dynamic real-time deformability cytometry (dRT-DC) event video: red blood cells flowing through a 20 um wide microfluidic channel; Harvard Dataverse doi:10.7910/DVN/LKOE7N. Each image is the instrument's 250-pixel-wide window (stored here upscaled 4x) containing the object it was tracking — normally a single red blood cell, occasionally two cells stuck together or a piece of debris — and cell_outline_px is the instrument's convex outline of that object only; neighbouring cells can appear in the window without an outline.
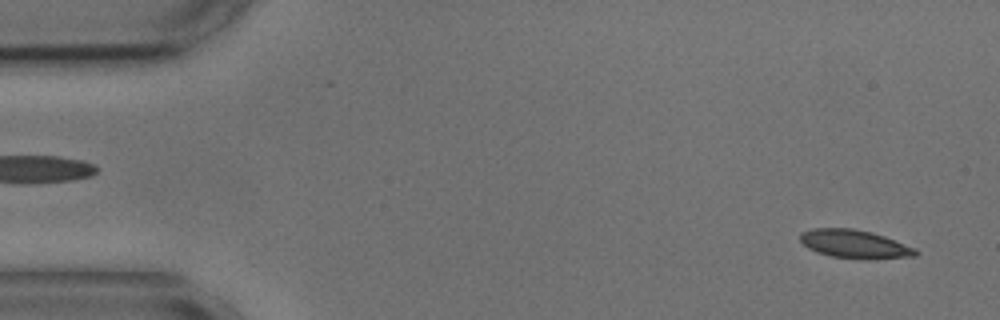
{"species": "common noctule bat (a hibernating species)", "species_latin": "Nyctalus noctula", "temperature_condition": "cold", "stored_images_in_passage": 55, "camera_frame_rate_fps": 3000, "um_per_image_px": 0.085, "animal": {"sex": "male", "body_mass_g": 17.9, "forearm_length_mm": 54.2}, "frame": {"image": 1, "passage_image": 2, "time_ms": 0.333, "image_size_px": [1000, 320], "cell_outline_px": [[920, 252], [916, 256], [876, 260], [864, 260], [832, 256], [808, 248], [800, 240], [800, 232], [812, 228], [852, 228], [872, 232], [884, 236], [916, 248]], "centroid_in_image_um": [72.7, 20.76], "position_along_channel_um": 12.3, "area_um2": 19.36}}
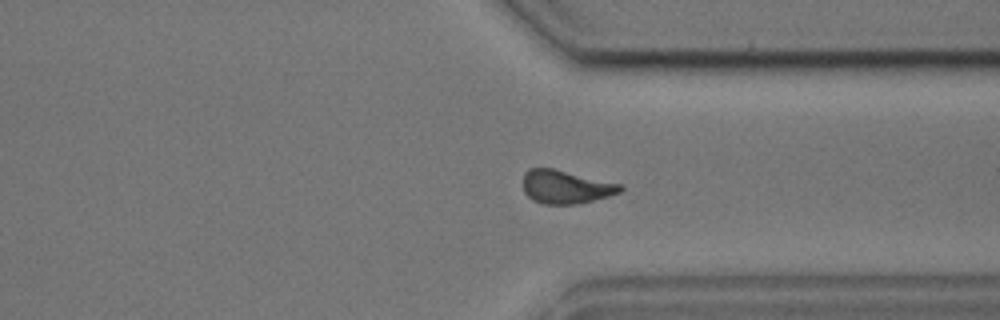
{"frame": {"image": 2, "passage_image": 40, "time_ms": 13.0, "image_size_px": [1000, 320], "cell_outline_px": [[624, 188], [620, 192], [608, 196], [576, 204], [544, 204], [532, 200], [524, 192], [524, 172], [528, 168], [552, 168], [624, 184]], "centroid_in_image_um": [48.1, 15.88], "position_along_channel_um": 363.3, "area_um2": 18.96}}
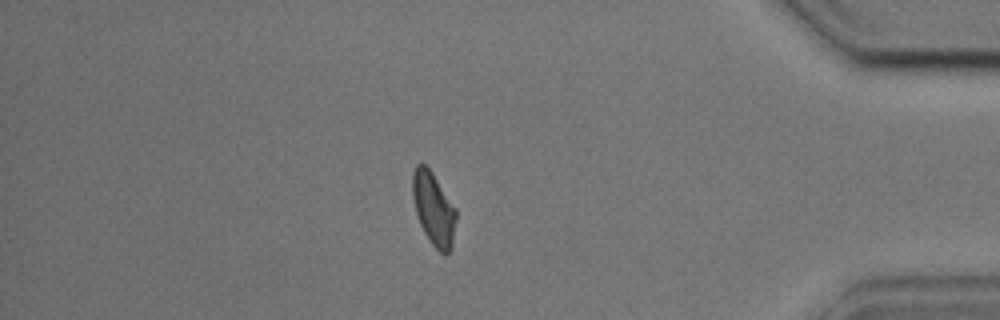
{"frame": {"image": 3, "passage_image": 46, "time_ms": 15.0, "image_size_px": [1000, 320], "cell_outline_px": [[456, 220], [452, 248], [448, 252], [440, 252], [432, 244], [424, 232], [420, 224], [416, 212], [412, 196], [412, 172], [416, 164], [424, 164], [432, 172], [456, 208]], "centroid_in_image_um": [36.85, 17.73], "position_along_channel_um": 398.3, "area_um2": 18.44}, "authors_computed_cell_mechanics": {"area_um2": 19.1318, "velocity_mm_per_s": 3.6086, "shape_relaxation_time_tau1_ms": 3.535, "shape_relaxation_time_tau2_ms": 1.7596, "deformation_change_tau1": 0.1214, "deformation_change_tau2": 0.0844}}